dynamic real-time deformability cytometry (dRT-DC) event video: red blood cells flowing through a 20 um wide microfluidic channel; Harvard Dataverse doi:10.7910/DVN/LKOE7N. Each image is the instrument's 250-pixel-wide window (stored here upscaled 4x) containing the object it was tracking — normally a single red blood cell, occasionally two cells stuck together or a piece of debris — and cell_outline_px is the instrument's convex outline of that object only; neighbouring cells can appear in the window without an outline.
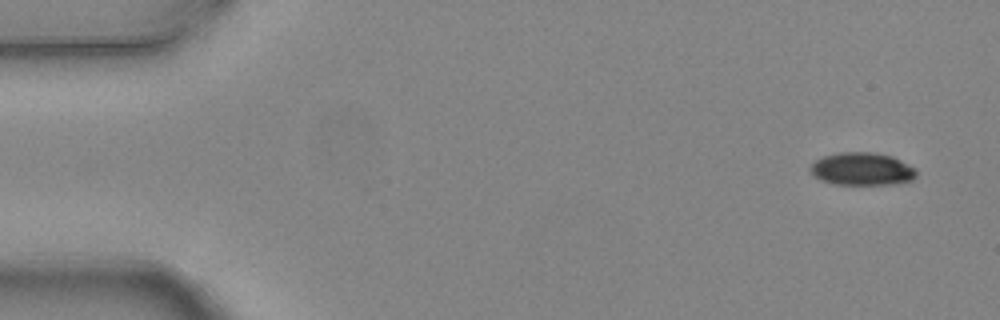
{"species": "common noctule bat (a hibernating species)", "species_latin": "Nyctalus noctula", "temperature_condition": "warm", "stored_images_in_passage": 6, "camera_frame_rate_fps": 3000, "um_per_image_px": 0.085, "animal": {"sex": "female", "body_mass_g": 24.6, "forearm_length_mm": 56.2}, "frame": {"image": 1, "passage_image": 1, "time_ms": 0.0, "image_size_px": [1000, 320], "cell_outline_px": [[916, 176], [912, 180], [896, 184], [836, 184], [820, 180], [808, 168], [816, 160], [824, 156], [840, 152], [872, 152], [892, 156], [916, 168]], "centroid_in_image_um": [73.29, 14.36], "position_along_channel_um": 11.7, "area_um2": 20.17}}
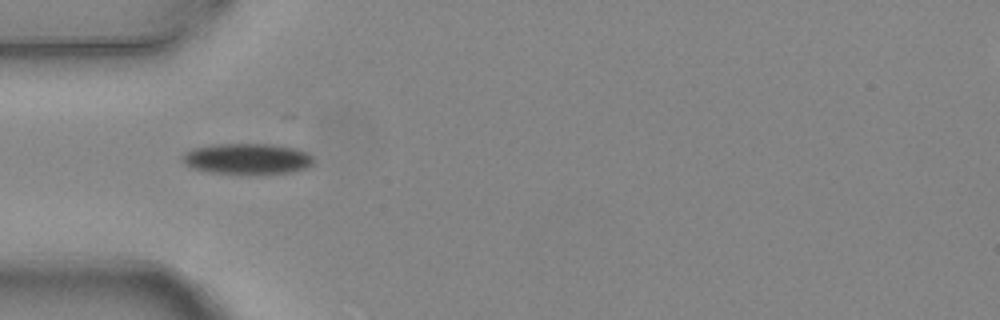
{"frame": {"image": 2, "passage_image": 5, "time_ms": 1.333, "image_size_px": [1000, 320], "cell_outline_px": [[312, 164], [304, 168], [292, 172], [208, 172], [192, 168], [184, 164], [180, 160], [180, 156], [184, 152], [192, 148], [216, 144], [272, 144], [296, 148], [308, 152], [312, 156]], "centroid_in_image_um": [20.95, 13.46], "position_along_channel_um": 64.0, "area_um2": 23.18}}
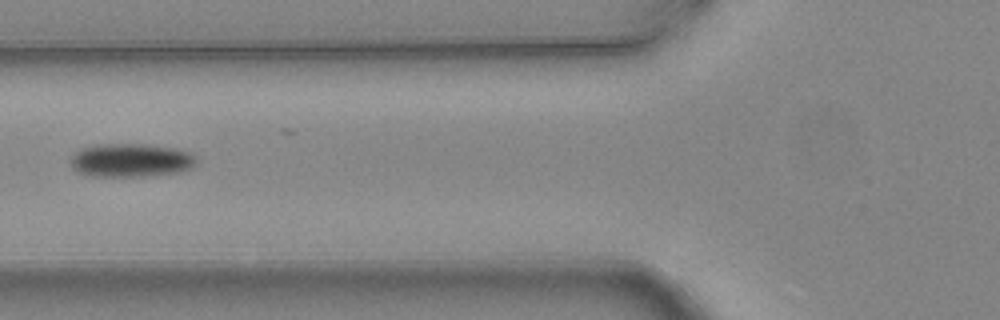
{"frame": {"image": 3, "passage_image": 6, "time_ms": 1.667, "image_size_px": [1000, 320], "cell_outline_px": [[196, 164], [192, 168], [180, 172], [140, 176], [92, 176], [80, 172], [72, 168], [72, 156], [80, 148], [96, 144], [144, 144], [176, 148], [192, 152], [196, 156]], "centroid_in_image_um": [11.17, 13.61], "position_along_channel_um": 114.6, "area_um2": 24.62}}